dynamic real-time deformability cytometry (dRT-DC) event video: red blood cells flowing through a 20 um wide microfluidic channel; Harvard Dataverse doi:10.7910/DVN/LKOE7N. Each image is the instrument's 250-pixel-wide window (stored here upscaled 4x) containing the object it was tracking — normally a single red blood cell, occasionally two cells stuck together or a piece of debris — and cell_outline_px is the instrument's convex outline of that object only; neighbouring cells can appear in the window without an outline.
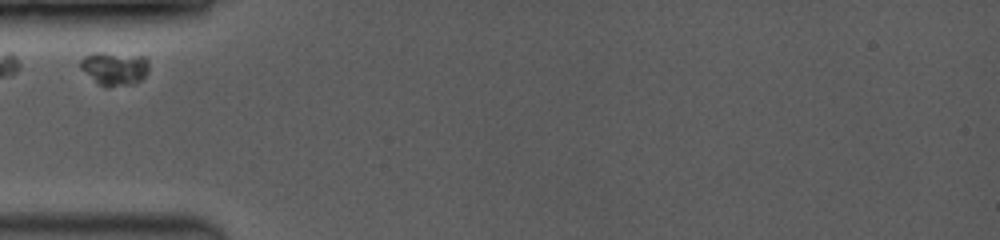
{"species": "common noctule bat (a hibernating species)", "species_latin": "Nyctalus noctula", "temperature_condition": "room temperature", "stored_images_in_passage": 11, "camera_frame_rate_fps": 3500, "um_per_image_px": 0.085, "animal": {"sex": "female", "body_mass_g": 19.0, "forearm_length_mm": 53.3}, "frame": {"image": 1, "passage_image": 1, "time_ms": 0.0, "image_size_px": [1000, 240], "cell_outline_px": [[148, 72], [140, 80], [132, 84], [108, 88], [100, 84], [80, 68], [80, 60], [84, 56], [96, 52], [144, 56], [148, 60]], "centroid_in_image_um": [9.75, 5.82], "position_along_channel_um": 75.3, "area_um2": 13.24}}